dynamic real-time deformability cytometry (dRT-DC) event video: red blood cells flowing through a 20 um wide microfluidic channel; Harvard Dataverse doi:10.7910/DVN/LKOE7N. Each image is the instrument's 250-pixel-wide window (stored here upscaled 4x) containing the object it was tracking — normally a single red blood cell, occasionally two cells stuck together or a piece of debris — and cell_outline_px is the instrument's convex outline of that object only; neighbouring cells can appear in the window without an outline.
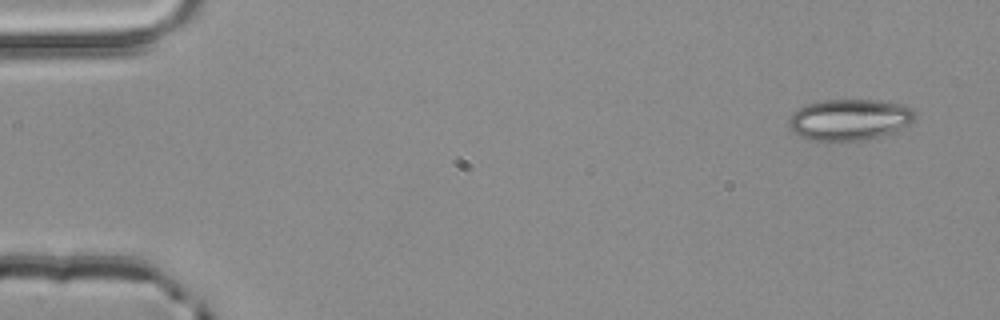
{"species": "common noctule bat (a hibernating species)", "species_latin": "Nyctalus noctula", "temperature_condition": "room temperature", "stored_images_in_passage": 5, "segment_of_instrument_passage": [1, 2], "camera_frame_rate_fps": 3000, "um_per_image_px": 0.085, "animal": {"sex": "male", "body_mass_g": 20.4}, "frame": {"image": 1, "passage_image": 1, "time_ms": 0.0, "image_size_px": [1000, 320], "cell_outline_px": [[916, 116], [908, 124], [892, 132], [864, 140], [828, 144], [812, 140], [800, 136], [788, 128], [788, 120], [792, 112], [808, 104], [824, 100], [880, 100], [912, 108], [916, 112]], "centroid_in_image_um": [72.14, 10.21], "position_along_channel_um": 12.9, "area_um2": 30.69}}